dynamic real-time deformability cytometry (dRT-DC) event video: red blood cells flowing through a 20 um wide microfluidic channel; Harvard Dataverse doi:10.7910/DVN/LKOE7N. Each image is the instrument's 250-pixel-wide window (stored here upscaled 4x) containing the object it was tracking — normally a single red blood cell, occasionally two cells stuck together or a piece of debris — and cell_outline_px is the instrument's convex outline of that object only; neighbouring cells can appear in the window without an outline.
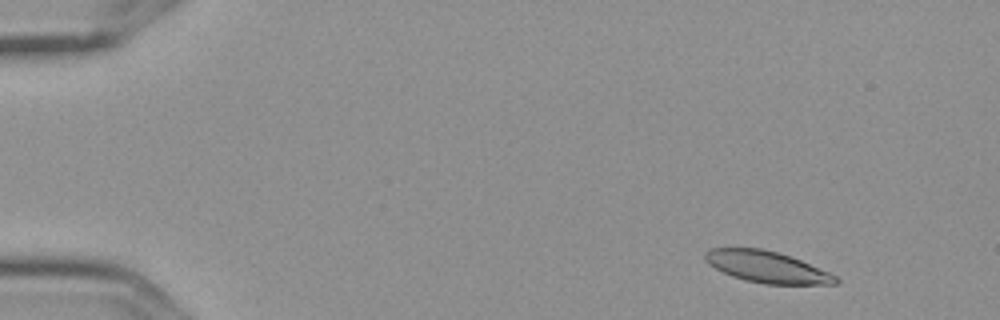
{"species": "Egyptian fruit bat (a non-hibernating species)", "species_latin": "Rousettus aegyptiacus", "temperature_condition": "cold", "stored_images_in_passage": 5, "camera_frame_rate_fps": 3000, "um_per_image_px": 0.085, "frame": {"image": 1, "passage_image": 2, "time_ms": 0.333, "image_size_px": [1000, 320], "cell_outline_px": [[840, 280], [836, 284], [764, 284], [744, 280], [732, 276], [708, 264], [704, 260], [704, 252], [712, 248], [760, 248], [776, 252], [800, 260], [828, 272], [836, 276]], "centroid_in_image_um": [65.15, 22.69], "position_along_channel_um": 19.8, "area_um2": 23.7}}
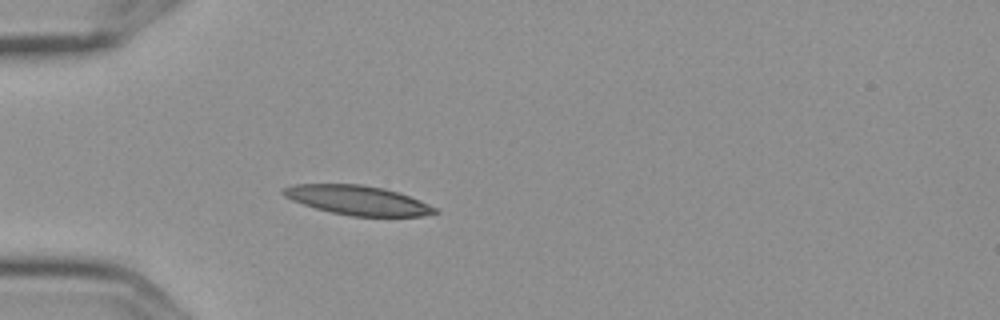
{"frame": {"image": 2, "passage_image": 5, "time_ms": 1.333, "image_size_px": [1000, 320], "cell_outline_px": [[440, 212], [420, 216], [352, 216], [332, 212], [316, 208], [292, 200], [284, 196], [280, 192], [284, 188], [292, 184], [360, 184], [384, 188], [400, 192], [428, 204], [436, 208]], "centroid_in_image_um": [30.4, 17.01], "position_along_channel_um": 54.6, "area_um2": 25.78}}